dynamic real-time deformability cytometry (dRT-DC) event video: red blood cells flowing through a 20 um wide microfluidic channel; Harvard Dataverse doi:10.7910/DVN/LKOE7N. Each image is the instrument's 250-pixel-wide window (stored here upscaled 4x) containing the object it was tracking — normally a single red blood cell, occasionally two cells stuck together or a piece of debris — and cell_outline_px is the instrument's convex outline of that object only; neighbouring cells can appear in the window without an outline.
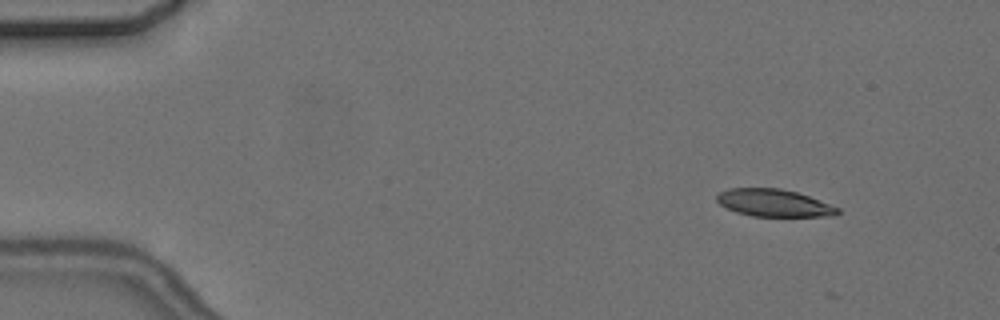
{"species": "common noctule bat (a hibernating species)", "species_latin": "Nyctalus noctula", "temperature_condition": "cold", "stored_images_in_passage": 3, "camera_frame_rate_fps": 3000, "um_per_image_px": 0.085, "animal": {"sex": "female", "body_mass_g": 24.6, "forearm_length_mm": 56.2}, "frame": {"image": 1, "passage_image": 1, "time_ms": 0.0, "image_size_px": [1000, 320], "cell_outline_px": [[840, 212], [836, 216], [752, 216], [736, 212], [720, 204], [716, 200], [716, 192], [728, 188], [780, 188], [796, 192], [808, 196], [840, 208]], "centroid_in_image_um": [65.75, 17.24], "position_along_channel_um": 19.2, "area_um2": 19.31}}